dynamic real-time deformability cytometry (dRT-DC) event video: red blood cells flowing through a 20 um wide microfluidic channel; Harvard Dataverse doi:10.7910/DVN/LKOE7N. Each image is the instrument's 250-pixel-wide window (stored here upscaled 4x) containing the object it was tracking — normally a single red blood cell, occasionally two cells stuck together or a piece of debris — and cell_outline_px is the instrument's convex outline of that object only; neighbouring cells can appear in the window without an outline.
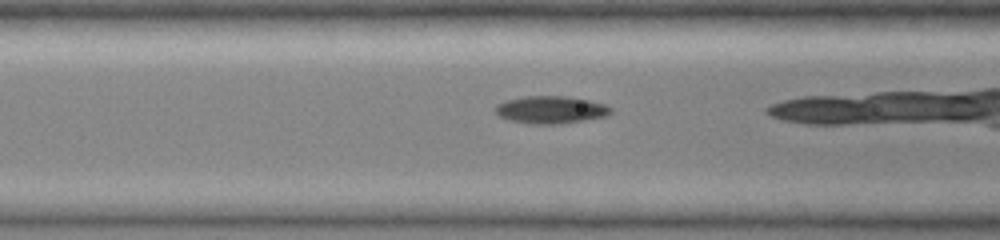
{"species": "common noctule bat (a hibernating species)", "species_latin": "Nyctalus noctula", "temperature_condition": "cold", "stored_images_in_passage": 30, "camera_frame_rate_fps": 3000, "um_per_image_px": 0.085, "animal": {"sex": "female", "body_mass_g": 19.0, "forearm_length_mm": 51.5}, "frame": {"image": 1, "passage_image": 12, "time_ms": 3.667, "image_size_px": [1000, 240], "cell_outline_px": [[612, 112], [604, 116], [560, 124], [532, 124], [508, 120], [500, 116], [496, 112], [496, 104], [508, 100], [524, 96], [564, 96], [588, 100], [604, 104], [612, 108]], "centroid_in_image_um": [46.8, 9.33], "position_along_channel_um": 119.8, "area_um2": 18.26}}
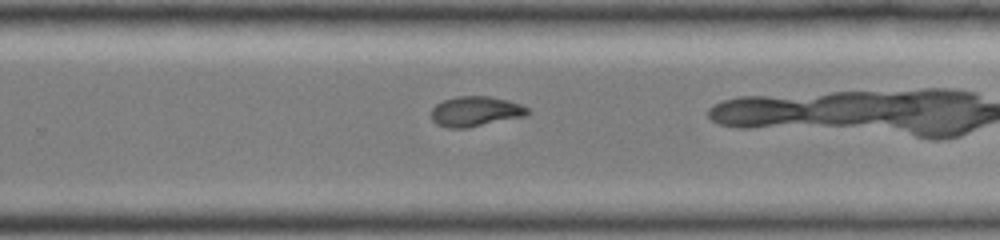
{"frame": {"image": 2, "passage_image": 23, "time_ms": 7.333, "image_size_px": [1000, 240], "cell_outline_px": [[528, 112], [524, 116], [468, 128], [448, 128], [436, 124], [432, 120], [432, 108], [436, 104], [444, 100], [456, 96], [488, 96], [508, 100], [520, 104], [528, 108]], "centroid_in_image_um": [40.39, 9.47], "position_along_channel_um": 289.4, "area_um2": 16.82}}
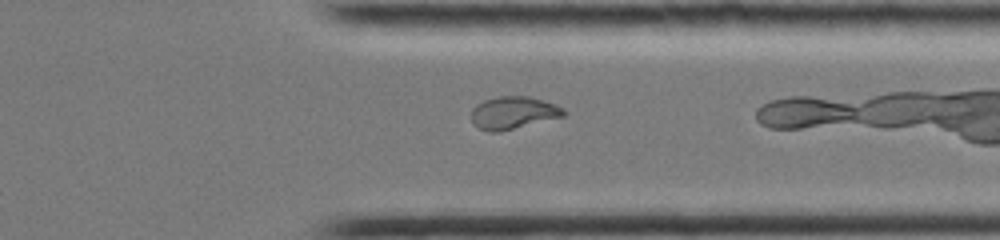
{"frame": {"image": 3, "passage_image": 28, "time_ms": 9.0, "image_size_px": [1000, 240], "cell_outline_px": [[568, 112], [564, 116], [500, 132], [488, 132], [472, 124], [472, 108], [476, 104], [484, 100], [500, 96], [528, 96], [556, 104], [564, 108]], "centroid_in_image_um": [43.64, 9.59], "position_along_channel_um": 367.8, "area_um2": 17.63}}